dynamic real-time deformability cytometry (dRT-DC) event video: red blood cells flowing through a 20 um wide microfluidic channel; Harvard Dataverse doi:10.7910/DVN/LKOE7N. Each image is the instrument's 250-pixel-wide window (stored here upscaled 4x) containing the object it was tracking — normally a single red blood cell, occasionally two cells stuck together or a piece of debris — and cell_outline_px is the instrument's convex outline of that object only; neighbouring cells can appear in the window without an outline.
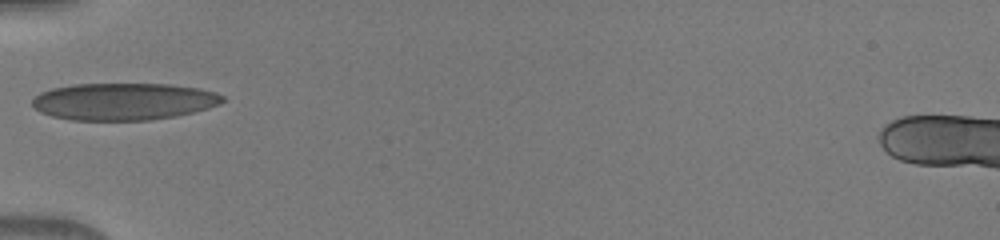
{"species": "human", "species_latin": "Homo sapiens", "temperature_condition": "warm", "stored_images_in_passage": 32, "camera_frame_rate_fps": 3000, "um_per_image_px": 0.085, "donor": {"sex": "male"}, "frame": {"image": 1, "passage_image": 1, "time_ms": 0.0, "image_size_px": [1000, 240], "cell_outline_px": [[224, 100], [220, 104], [208, 108], [176, 116], [148, 120], [72, 120], [52, 116], [40, 112], [32, 104], [32, 100], [40, 92], [52, 88], [72, 84], [172, 84], [200, 88], [216, 92], [224, 96]], "centroid_in_image_um": [10.52, 8.62], "position_along_channel_um": 74.5, "area_um2": 41.27}}
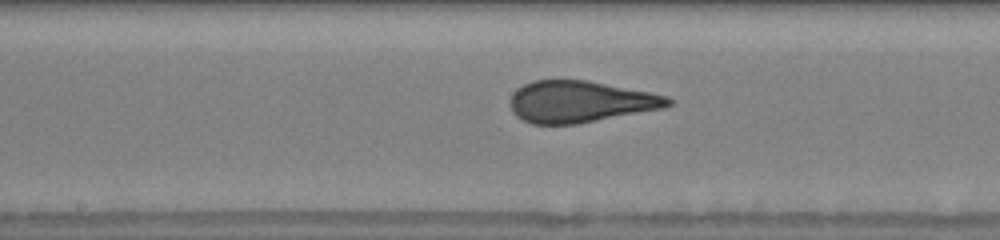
{"frame": {"image": 2, "passage_image": 10, "time_ms": 3.0, "image_size_px": [1000, 240], "cell_outline_px": [[672, 104], [664, 108], [580, 124], [532, 124], [516, 116], [512, 112], [512, 92], [516, 88], [532, 80], [588, 80], [668, 96], [672, 100]], "centroid_in_image_um": [49.32, 8.65], "position_along_channel_um": 198.9, "area_um2": 38.32}}
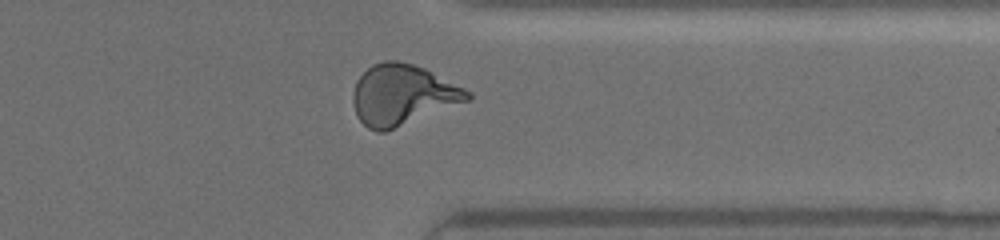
{"frame": {"image": 3, "passage_image": 23, "time_ms": 7.333, "image_size_px": [1000, 240], "cell_outline_px": [[472, 100], [384, 132], [376, 132], [368, 128], [356, 116], [352, 100], [352, 92], [356, 80], [372, 64], [384, 60], [400, 60], [424, 68], [472, 92]], "centroid_in_image_um": [34.21, 8.06], "position_along_channel_um": 377.2, "area_um2": 40.63}}